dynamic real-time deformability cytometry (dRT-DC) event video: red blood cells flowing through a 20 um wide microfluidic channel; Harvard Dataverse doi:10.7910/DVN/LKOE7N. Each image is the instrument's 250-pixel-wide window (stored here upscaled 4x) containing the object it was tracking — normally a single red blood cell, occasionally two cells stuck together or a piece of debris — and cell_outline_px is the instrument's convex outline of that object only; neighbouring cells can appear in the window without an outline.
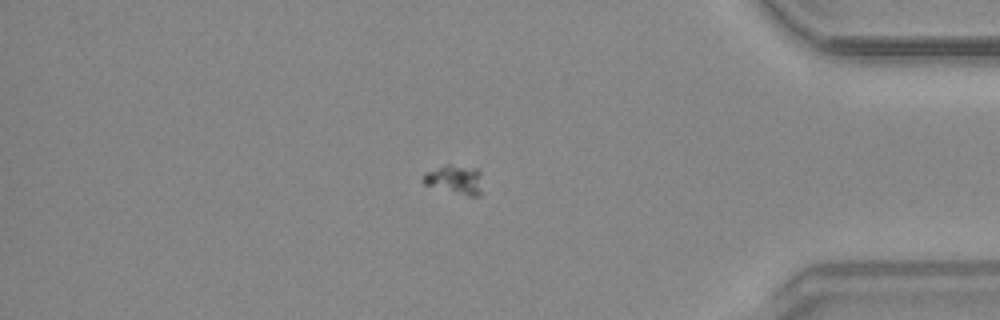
{"species": "common noctule bat (a hibernating species)", "species_latin": "Nyctalus noctula", "temperature_condition": "warm", "stored_images_in_passage": 37, "camera_frame_rate_fps": 3000, "um_per_image_px": 0.085, "animal": {"sex": "male", "body_mass_g": 20.4}, "frame": {"image": 1, "passage_image": 29, "time_ms": 9.333, "image_size_px": [1000, 320], "cell_outline_px": [[480, 196], [468, 196], [424, 184], [420, 180], [424, 172], [444, 164], [448, 164], [480, 168]], "centroid_in_image_um": [38.63, 15.23], "position_along_channel_um": 396.6, "area_um2": 10.17}}